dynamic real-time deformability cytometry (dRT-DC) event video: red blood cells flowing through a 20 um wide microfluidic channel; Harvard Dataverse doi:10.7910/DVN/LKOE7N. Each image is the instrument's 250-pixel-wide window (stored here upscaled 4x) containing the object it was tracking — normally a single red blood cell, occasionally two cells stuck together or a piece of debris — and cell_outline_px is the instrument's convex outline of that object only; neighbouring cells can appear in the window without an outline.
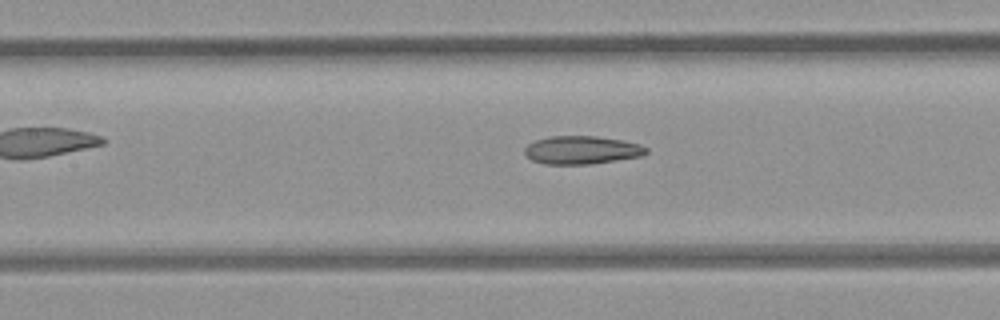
{"species": "common noctule bat (a hibernating species)", "species_latin": "Nyctalus noctula", "temperature_condition": "room temperature", "stored_images_in_passage": 40, "camera_frame_rate_fps": 3000, "um_per_image_px": 0.085, "animal": {"sex": "female", "body_mass_g": 21.9}, "frame": {"image": 1, "passage_image": 23, "time_ms": 7.333, "image_size_px": [1000, 320], "cell_outline_px": [[648, 152], [640, 156], [592, 164], [544, 164], [532, 160], [524, 152], [524, 148], [528, 144], [536, 140], [548, 136], [596, 136], [620, 140], [640, 144], [648, 148]], "centroid_in_image_um": [49.43, 12.75], "position_along_channel_um": 158.0, "area_um2": 19.88}}